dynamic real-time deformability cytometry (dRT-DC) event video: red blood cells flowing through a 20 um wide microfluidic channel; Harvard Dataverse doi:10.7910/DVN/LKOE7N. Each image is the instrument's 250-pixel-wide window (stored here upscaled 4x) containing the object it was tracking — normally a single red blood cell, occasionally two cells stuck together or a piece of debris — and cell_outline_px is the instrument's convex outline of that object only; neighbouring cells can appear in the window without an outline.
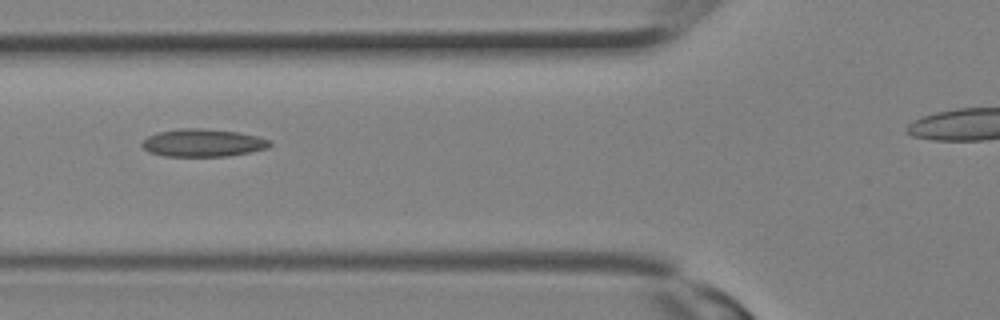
{"species": "Egyptian fruit bat (a non-hibernating species)", "species_latin": "Rousettus aegyptiacus", "temperature_condition": "room temperature", "stored_images_in_passage": 13, "camera_frame_rate_fps": 3000, "um_per_image_px": 0.085, "animal": {"sex": "female"}, "frame": {"image": 1, "passage_image": 10, "time_ms": 3.0, "image_size_px": [1000, 320], "cell_outline_px": [[272, 144], [268, 148], [252, 152], [228, 156], [164, 156], [148, 152], [140, 144], [148, 136], [156, 132], [180, 128], [204, 128], [236, 132], [256, 136], [268, 140]], "centroid_in_image_um": [17.22, 12.14], "position_along_channel_um": 108.6, "area_um2": 20.69}}
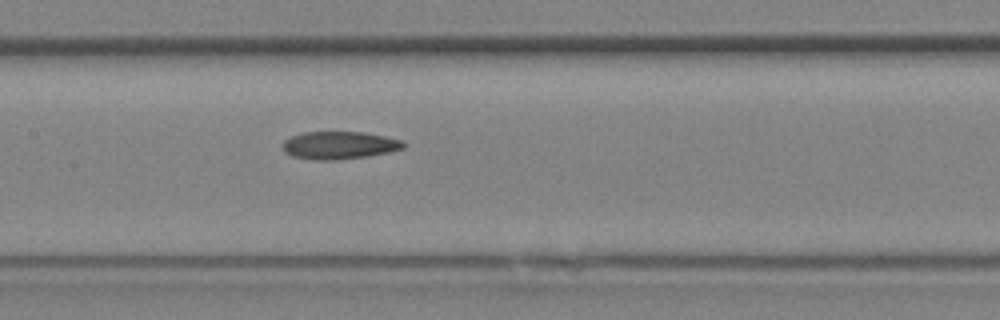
{"frame": {"image": 2, "passage_image": 13, "time_ms": 4.0, "image_size_px": [1000, 320], "cell_outline_px": [[408, 144], [404, 148], [388, 152], [368, 156], [336, 160], [316, 160], [292, 156], [284, 152], [284, 140], [292, 136], [304, 132], [360, 132], [384, 136], [404, 140]], "centroid_in_image_um": [28.88, 12.35], "position_along_channel_um": 178.5, "area_um2": 19.48}}